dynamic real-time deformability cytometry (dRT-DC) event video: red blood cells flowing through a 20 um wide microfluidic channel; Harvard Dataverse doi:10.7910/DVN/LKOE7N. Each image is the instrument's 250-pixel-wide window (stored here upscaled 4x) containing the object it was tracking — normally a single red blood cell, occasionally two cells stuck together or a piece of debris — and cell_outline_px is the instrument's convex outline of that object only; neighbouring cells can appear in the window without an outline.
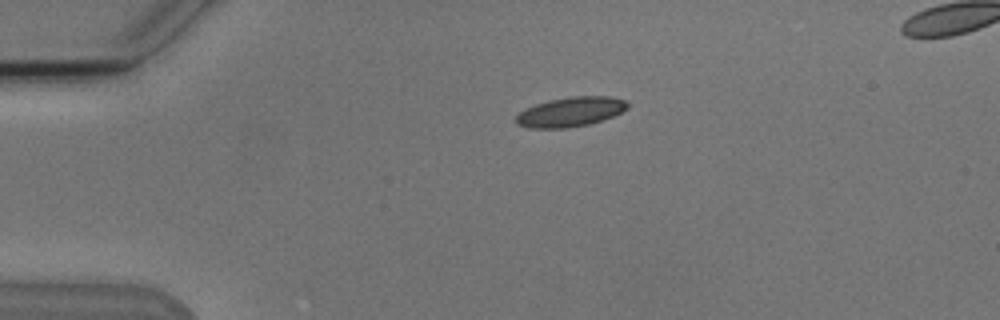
{"species": "Egyptian fruit bat (a non-hibernating species)", "species_latin": "Rousettus aegyptiacus", "temperature_condition": "cold", "stored_images_in_passage": 4, "camera_frame_rate_fps": 3000, "um_per_image_px": 0.085, "animal": {"sex": "male"}, "frame": {"image": 1, "passage_image": 2, "time_ms": 2.0, "image_size_px": [1000, 320], "cell_outline_px": [[628, 108], [612, 116], [588, 124], [564, 128], [528, 128], [516, 124], [516, 116], [524, 108], [548, 100], [572, 96], [612, 96], [624, 100], [628, 104]], "centroid_in_image_um": [48.46, 9.5], "position_along_channel_um": 36.5, "area_um2": 19.13}}